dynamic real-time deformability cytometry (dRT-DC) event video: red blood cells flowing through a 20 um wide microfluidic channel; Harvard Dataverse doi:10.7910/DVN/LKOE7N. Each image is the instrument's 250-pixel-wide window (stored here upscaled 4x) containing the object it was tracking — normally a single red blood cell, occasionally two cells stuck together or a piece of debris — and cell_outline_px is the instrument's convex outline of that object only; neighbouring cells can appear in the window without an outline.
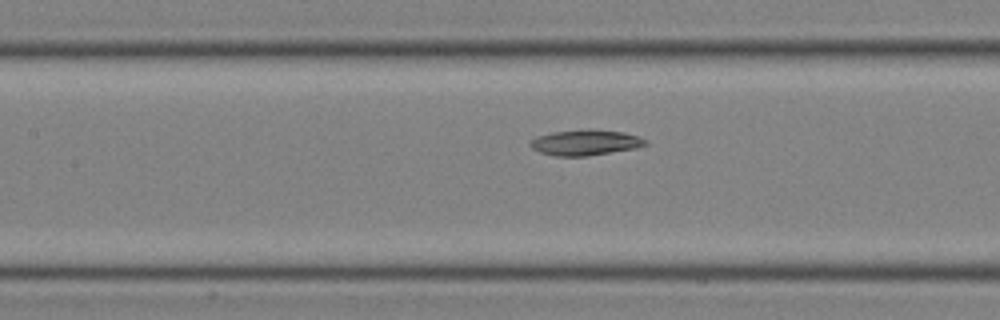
{"species": "common noctule bat (a hibernating species)", "species_latin": "Nyctalus noctula", "temperature_condition": "room temperature", "stored_images_in_passage": 26, "camera_frame_rate_fps": 3000, "um_per_image_px": 0.085, "animal": {"sex": "male", "body_mass_g": 19.0, "forearm_length_mm": 50.8}, "frame": {"image": 1, "passage_image": 11, "time_ms": 3.333, "image_size_px": [1000, 320], "cell_outline_px": [[648, 144], [636, 148], [584, 156], [556, 156], [540, 152], [532, 148], [528, 144], [528, 140], [536, 136], [552, 132], [588, 128], [624, 132], [640, 136], [648, 140]], "centroid_in_image_um": [49.74, 12.09], "position_along_channel_um": 157.7, "area_um2": 17.46}}
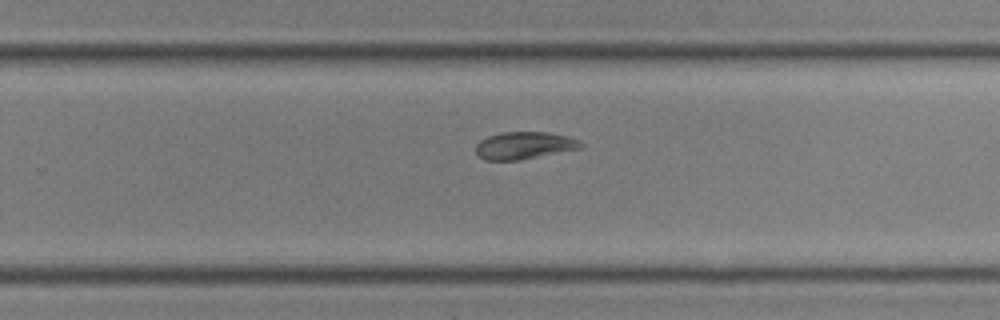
{"frame": {"image": 2, "passage_image": 19, "time_ms": 6.0, "image_size_px": [1000, 320], "cell_outline_px": [[584, 148], [520, 160], [484, 160], [476, 152], [476, 144], [480, 140], [488, 136], [500, 132], [548, 132], [568, 136], [580, 140], [584, 144]], "centroid_in_image_um": [44.61, 12.36], "position_along_channel_um": 285.2, "area_um2": 16.94}}
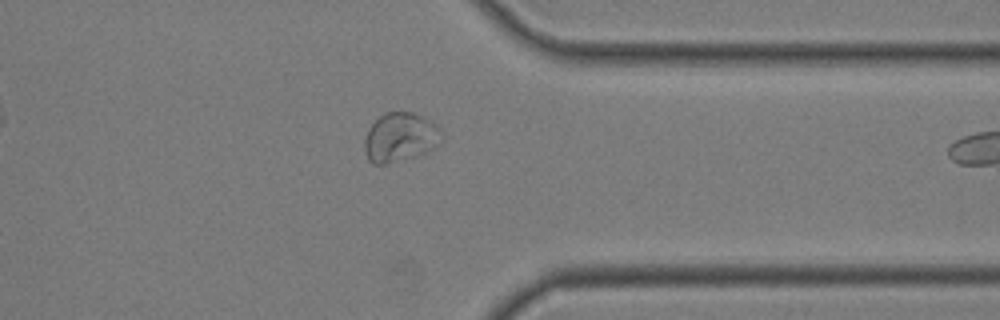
{"frame": {"image": 3, "passage_image": 25, "time_ms": 8.0, "image_size_px": [1000, 320], "cell_outline_px": [[444, 140], [432, 148], [424, 152], [412, 156], [384, 164], [372, 164], [368, 160], [364, 152], [364, 140], [368, 128], [384, 112], [412, 112], [436, 124], [444, 136]], "centroid_in_image_um": [33.99, 11.66], "position_along_channel_um": 377.4, "area_um2": 21.91}}